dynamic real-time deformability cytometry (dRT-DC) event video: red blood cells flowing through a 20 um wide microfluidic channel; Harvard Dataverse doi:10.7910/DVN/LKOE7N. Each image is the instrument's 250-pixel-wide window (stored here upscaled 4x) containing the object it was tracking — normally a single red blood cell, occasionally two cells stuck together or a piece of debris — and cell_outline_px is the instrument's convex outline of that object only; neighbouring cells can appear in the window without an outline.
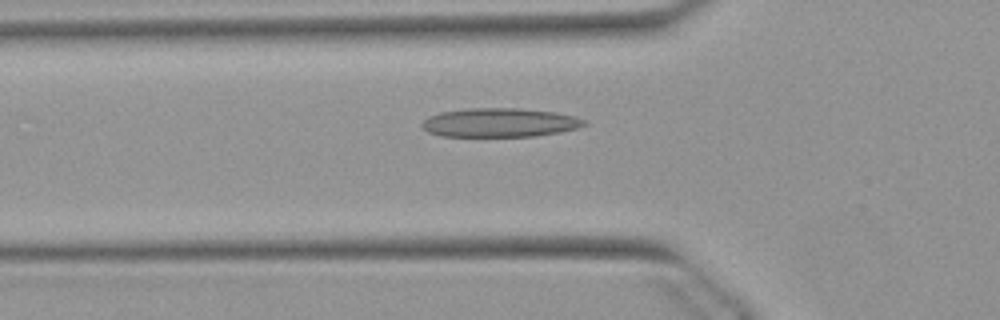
{"species": "Egyptian fruit bat (a non-hibernating species)", "species_latin": "Rousettus aegyptiacus", "temperature_condition": "warm", "stored_images_in_passage": 47, "camera_frame_rate_fps": 3000, "um_per_image_px": 0.085, "animal": {"sex": "female"}, "frame": {"image": 1, "passage_image": 17, "time_ms": 5.333, "image_size_px": [1000, 320], "cell_outline_px": [[588, 124], [580, 128], [560, 132], [536, 136], [440, 136], [428, 132], [420, 124], [428, 116], [440, 112], [468, 108], [520, 108], [552, 112], [576, 116], [588, 120]], "centroid_in_image_um": [42.51, 10.42], "position_along_channel_um": 83.3, "area_um2": 27.57}}
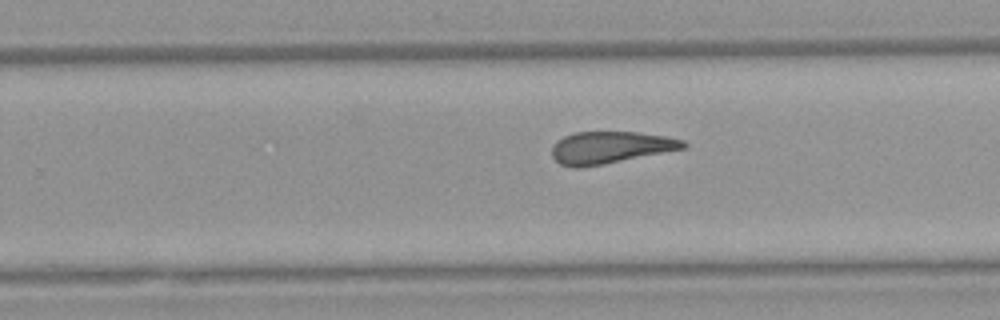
{"frame": {"image": 2, "passage_image": 32, "time_ms": 10.333, "image_size_px": [1000, 320], "cell_outline_px": [[688, 144], [684, 148], [604, 164], [580, 168], [572, 168], [560, 164], [552, 156], [552, 148], [556, 140], [572, 132], [640, 132], [668, 136], [684, 140]], "centroid_in_image_um": [51.85, 12.53], "position_along_channel_um": 278.0, "area_um2": 24.62}}
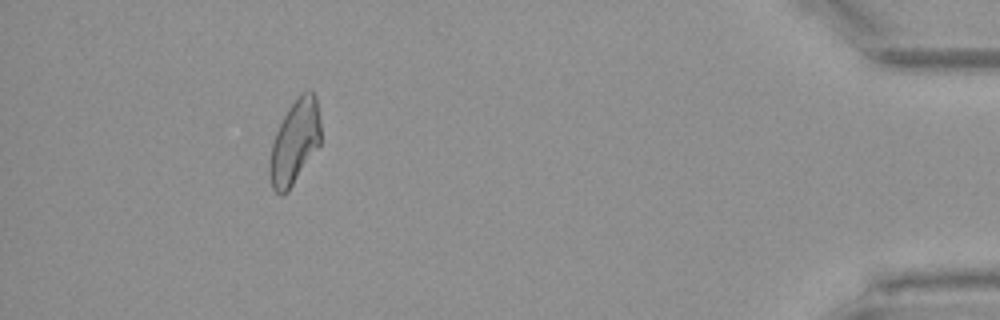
{"frame": {"image": 3, "passage_image": 47, "time_ms": 15.333, "image_size_px": [1000, 320], "cell_outline_px": [[320, 144], [288, 192], [280, 196], [272, 188], [268, 172], [268, 164], [272, 144], [276, 132], [288, 108], [296, 96], [300, 92], [308, 88], [312, 88], [316, 96], [320, 120]], "centroid_in_image_um": [25.05, 12.04], "position_along_channel_um": 410.2, "area_um2": 25.37}, "authors_computed_cell_mechanics": {"area_um2": 26.1256, "velocity_mm_per_s": 3.8949, "shape_relaxation_time_tau1_ms": null, "shape_relaxation_time_tau2_ms": 3.0313, "deformation_change_tau1": null, "deformation_change_tau2": 0.1181}}